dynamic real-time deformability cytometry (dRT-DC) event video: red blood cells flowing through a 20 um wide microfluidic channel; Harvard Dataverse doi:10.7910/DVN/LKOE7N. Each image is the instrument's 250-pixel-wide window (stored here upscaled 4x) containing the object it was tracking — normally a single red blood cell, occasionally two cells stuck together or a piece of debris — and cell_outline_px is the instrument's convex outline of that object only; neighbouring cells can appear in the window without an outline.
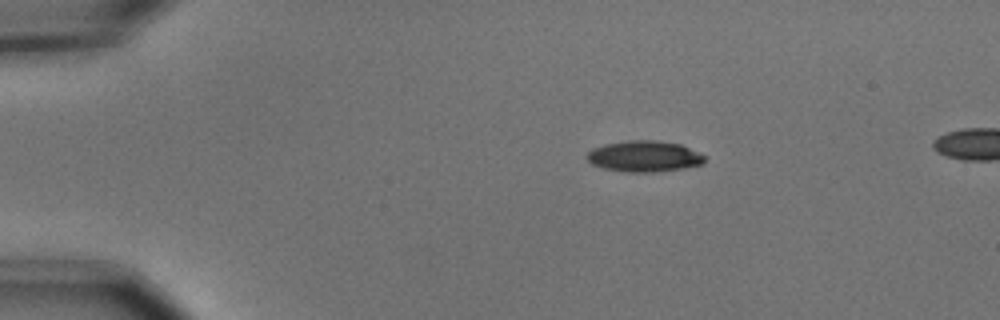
{"species": "common noctule bat (a hibernating species)", "species_latin": "Nyctalus noctula", "temperature_condition": "cold", "stored_images_in_passage": 5, "camera_frame_rate_fps": 3000, "um_per_image_px": 0.085, "animal": {"sex": "male", "body_mass_g": 15.6}, "frame": {"image": 1, "passage_image": 2, "time_ms": 0.333, "image_size_px": [1000, 320], "cell_outline_px": [[704, 164], [684, 168], [652, 172], [628, 172], [604, 168], [592, 164], [584, 156], [592, 148], [604, 144], [628, 140], [656, 140], [680, 144], [704, 156]], "centroid_in_image_um": [54.72, 13.28], "position_along_channel_um": 30.3, "area_um2": 21.21}}
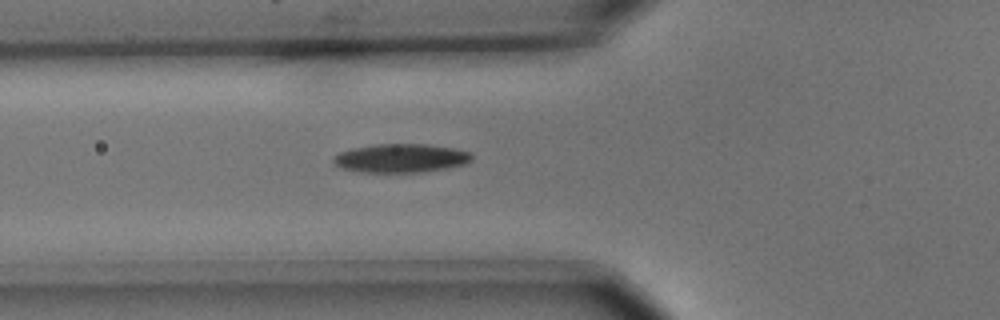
{"frame": {"image": 2, "passage_image": 5, "time_ms": 1.333, "image_size_px": [1000, 320], "cell_outline_px": [[472, 160], [464, 164], [448, 168], [420, 172], [360, 172], [340, 168], [332, 164], [332, 156], [340, 152], [352, 148], [372, 144], [428, 144], [456, 148], [472, 152]], "centroid_in_image_um": [34.05, 13.44], "position_along_channel_um": 91.8, "area_um2": 23.52}}